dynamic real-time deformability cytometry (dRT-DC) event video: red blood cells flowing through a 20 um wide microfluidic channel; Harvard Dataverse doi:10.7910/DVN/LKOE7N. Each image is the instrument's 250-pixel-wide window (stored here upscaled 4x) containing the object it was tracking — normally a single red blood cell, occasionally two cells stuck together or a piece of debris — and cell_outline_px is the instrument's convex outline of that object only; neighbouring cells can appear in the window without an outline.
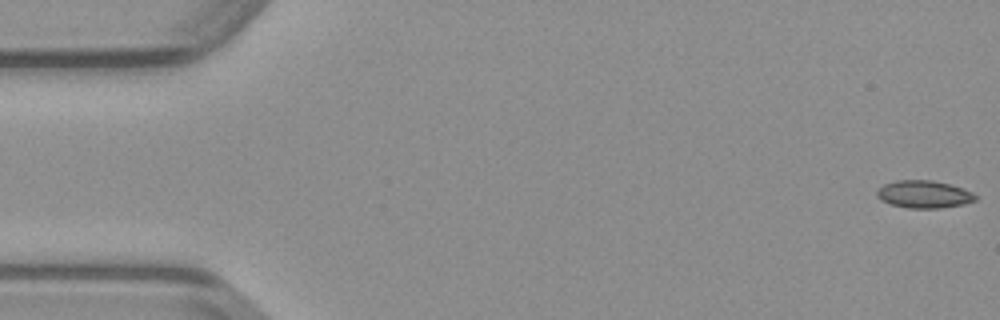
{"species": "common noctule bat (a hibernating species)", "species_latin": "Nyctalus noctula", "temperature_condition": "warm", "stored_images_in_passage": 49, "camera_frame_rate_fps": 3000, "um_per_image_px": 0.085, "animal": {"sex": "male", "body_mass_g": 23.1, "forearm_length_mm": 52.7}, "frame": {"image": 1, "passage_image": 1, "time_ms": 0.0, "image_size_px": [1000, 320], "cell_outline_px": [[976, 200], [964, 204], [940, 208], [908, 208], [892, 204], [880, 200], [876, 196], [876, 192], [884, 184], [896, 180], [932, 180], [948, 184], [972, 192], [976, 196]], "centroid_in_image_um": [78.51, 16.51], "position_along_channel_um": 6.5, "area_um2": 15.66}}
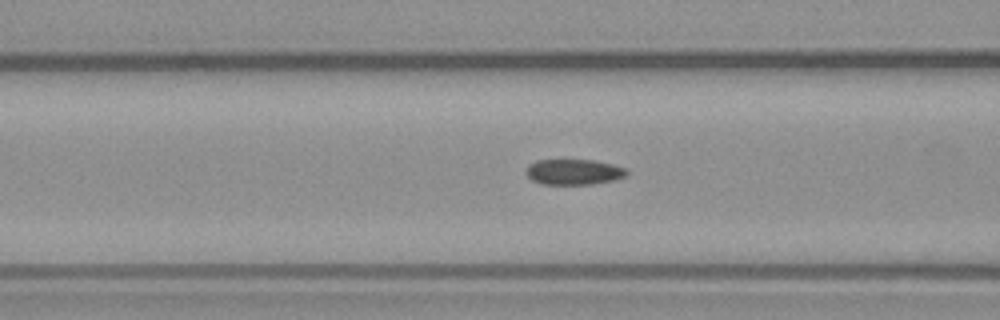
{"frame": {"image": 2, "passage_image": 19, "time_ms": 6.0, "image_size_px": [1000, 320], "cell_outline_px": [[628, 176], [612, 180], [592, 184], [544, 184], [532, 180], [524, 172], [528, 164], [536, 160], [592, 160], [612, 164], [628, 168]], "centroid_in_image_um": [48.77, 14.61], "position_along_channel_um": 117.8, "area_um2": 15.09}}
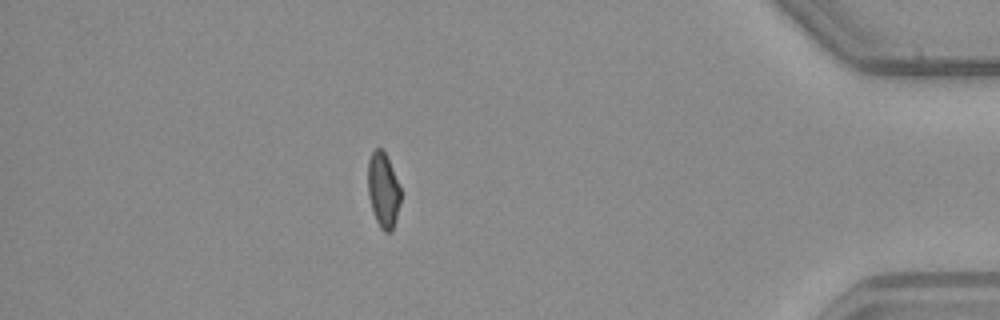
{"frame": {"image": 3, "passage_image": 43, "time_ms": 14.0, "image_size_px": [1000, 320], "cell_outline_px": [[400, 200], [396, 220], [392, 232], [384, 232], [380, 228], [376, 220], [368, 196], [368, 160], [372, 152], [376, 148], [380, 148], [384, 152], [400, 184]], "centroid_in_image_um": [32.57, 16.18], "position_along_channel_um": 402.6, "area_um2": 14.28}}